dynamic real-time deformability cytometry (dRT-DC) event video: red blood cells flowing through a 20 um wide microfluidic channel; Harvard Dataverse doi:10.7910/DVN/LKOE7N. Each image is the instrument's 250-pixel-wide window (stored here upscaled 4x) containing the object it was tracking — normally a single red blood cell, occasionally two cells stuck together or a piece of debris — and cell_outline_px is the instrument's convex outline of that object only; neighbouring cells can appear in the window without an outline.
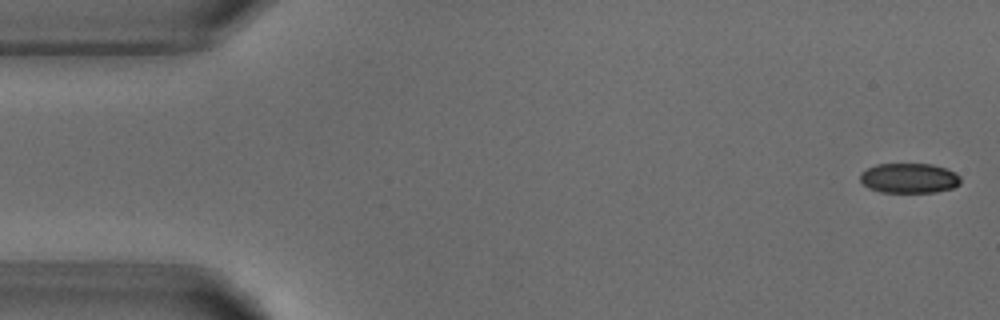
{"species": "common noctule bat (a hibernating species)", "species_latin": "Nyctalus noctula", "temperature_condition": "warm", "stored_images_in_passage": 4, "camera_frame_rate_fps": 3000, "um_per_image_px": 0.085, "animal": {"sex": "male", "body_mass_g": 18.8}, "frame": {"image": 1, "passage_image": 1, "time_ms": 0.0, "image_size_px": [1000, 320], "cell_outline_px": [[960, 184], [952, 188], [936, 192], [880, 192], [868, 188], [860, 180], [860, 172], [876, 164], [932, 164], [944, 168], [960, 176]], "centroid_in_image_um": [77.25, 15.14], "position_along_channel_um": 7.8, "area_um2": 17.46}}